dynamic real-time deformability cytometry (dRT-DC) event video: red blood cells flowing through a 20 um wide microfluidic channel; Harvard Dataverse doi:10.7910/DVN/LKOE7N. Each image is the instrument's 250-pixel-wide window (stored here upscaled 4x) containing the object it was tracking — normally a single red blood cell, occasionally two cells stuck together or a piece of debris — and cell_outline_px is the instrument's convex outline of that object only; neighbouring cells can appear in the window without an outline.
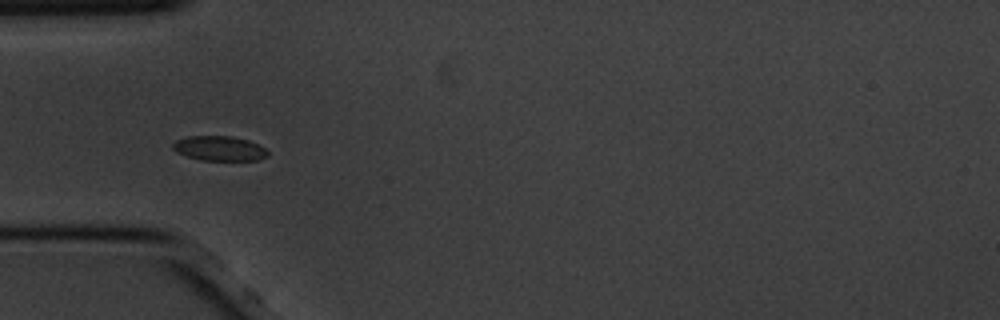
{"species": "common noctule bat (a hibernating species)", "species_latin": "Nyctalus noctula", "temperature_condition": "cold", "stored_images_in_passage": 4, "camera_frame_rate_fps": 3000, "um_per_image_px": 0.085, "animal": {"sex": "male", "body_mass_g": 20.1, "forearm_length_mm": 53.5}, "frame": {"image": 1, "passage_image": 1, "time_ms": 0.0, "image_size_px": [1000, 320], "cell_outline_px": [[268, 156], [256, 160], [200, 160], [176, 152], [172, 148], [172, 144], [176, 140], [188, 136], [232, 136], [248, 140], [264, 148], [268, 152]], "centroid_in_image_um": [18.62, 12.61], "position_along_channel_um": 66.4, "area_um2": 13.58}}